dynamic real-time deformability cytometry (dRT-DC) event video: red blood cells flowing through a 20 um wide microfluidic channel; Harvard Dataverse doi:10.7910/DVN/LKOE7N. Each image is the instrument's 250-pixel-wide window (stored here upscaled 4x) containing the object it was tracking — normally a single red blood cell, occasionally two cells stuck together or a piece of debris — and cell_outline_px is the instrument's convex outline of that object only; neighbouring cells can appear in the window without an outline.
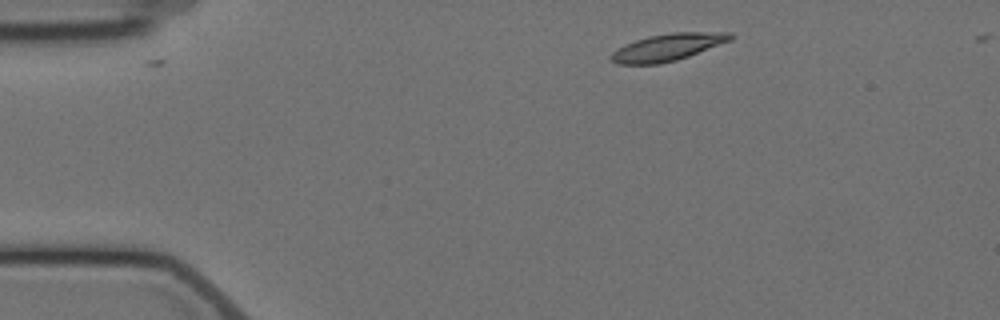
{"species": "Egyptian fruit bat (a non-hibernating species)", "species_latin": "Rousettus aegyptiacus", "temperature_condition": "cold", "stored_images_in_passage": 3, "camera_frame_rate_fps": 3000, "um_per_image_px": 0.085, "animal": {"sex": "female"}, "frame": {"image": 1, "passage_image": 1, "time_ms": 0.0, "image_size_px": [1000, 320], "cell_outline_px": [[736, 36], [732, 40], [688, 56], [676, 60], [660, 64], [616, 64], [608, 56], [612, 52], [624, 44], [648, 36], [672, 32], [732, 32]], "centroid_in_image_um": [56.76, 4.01], "position_along_channel_um": 28.2, "area_um2": 18.96}}
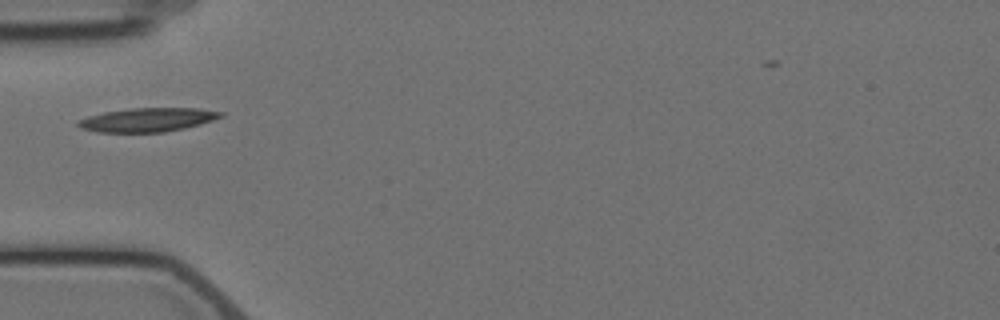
{"frame": {"image": 2, "passage_image": 3, "time_ms": 3.0, "image_size_px": [1000, 320], "cell_outline_px": [[224, 116], [200, 124], [184, 128], [164, 132], [100, 132], [80, 128], [76, 124], [76, 120], [88, 116], [104, 112], [132, 108], [200, 108], [224, 112]], "centroid_in_image_um": [12.54, 10.18], "position_along_channel_um": 72.5, "area_um2": 19.83}}